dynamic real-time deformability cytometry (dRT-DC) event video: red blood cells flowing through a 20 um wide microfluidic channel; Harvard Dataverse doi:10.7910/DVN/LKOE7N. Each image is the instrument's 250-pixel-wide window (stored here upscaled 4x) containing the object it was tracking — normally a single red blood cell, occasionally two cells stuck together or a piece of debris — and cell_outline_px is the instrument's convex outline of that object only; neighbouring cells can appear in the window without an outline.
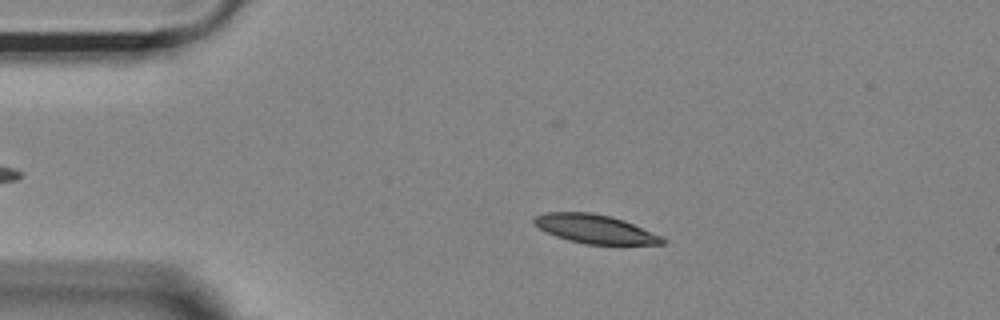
{"species": "Egyptian fruit bat (a non-hibernating species)", "species_latin": "Rousettus aegyptiacus", "temperature_condition": "room temperature", "stored_images_in_passage": 53, "camera_frame_rate_fps": 3000, "um_per_image_px": 0.085, "animal": {"sex": "female"}, "frame": {"image": 1, "passage_image": 10, "time_ms": 3.0, "image_size_px": [1000, 320], "cell_outline_px": [[668, 240], [664, 244], [588, 244], [568, 240], [556, 236], [532, 224], [532, 220], [536, 216], [544, 212], [592, 212], [612, 216], [624, 220], [664, 236]], "centroid_in_image_um": [50.62, 19.45], "position_along_channel_um": 34.4, "area_um2": 21.68}}
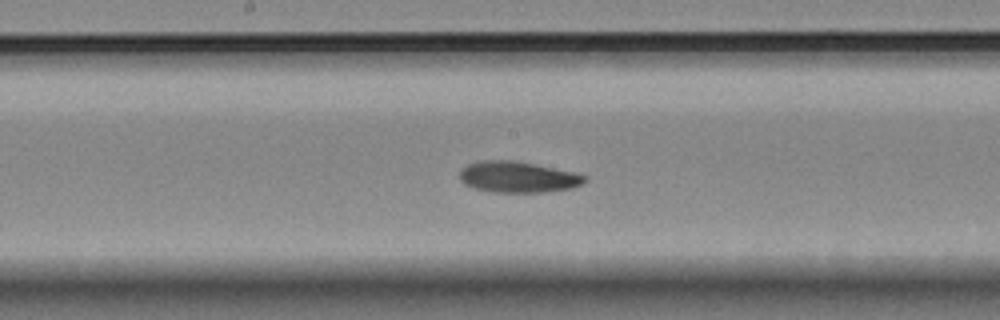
{"frame": {"image": 2, "passage_image": 27, "time_ms": 8.667, "image_size_px": [1000, 320], "cell_outline_px": [[588, 180], [572, 188], [544, 192], [492, 192], [472, 188], [464, 184], [460, 180], [460, 168], [468, 164], [480, 160], [512, 160], [536, 164], [576, 172], [588, 176]], "centroid_in_image_um": [44.01, 15.04], "position_along_channel_um": 204.2, "area_um2": 22.95}}
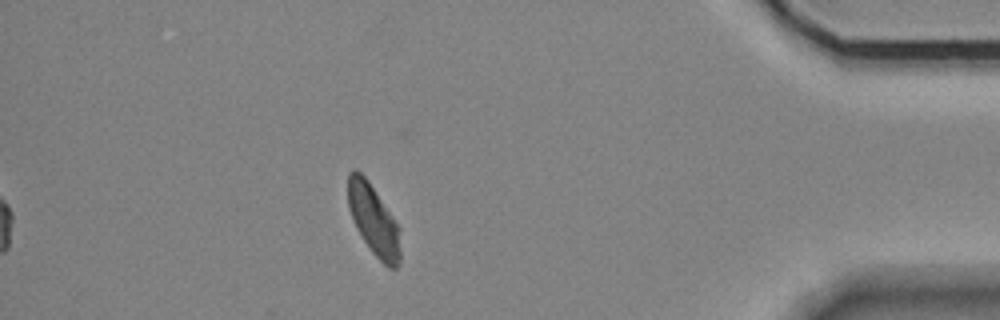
{"frame": {"image": 3, "passage_image": 47, "time_ms": 15.333, "image_size_px": [1000, 320], "cell_outline_px": [[400, 264], [396, 268], [388, 268], [372, 252], [356, 228], [348, 208], [348, 172], [352, 168], [356, 168], [368, 180], [400, 228]], "centroid_in_image_um": [31.75, 18.69], "position_along_channel_um": 403.5, "area_um2": 21.56}, "authors_computed_cell_mechanics": {"area_um2": 22.1952, "velocity_mm_per_s": 3.6491, "shape_relaxation_time_tau1_ms": 6.4629, "shape_relaxation_time_tau2_ms": 3.1627, "deformation_change_tau1": 0.1437, "deformation_change_tau2": 0.0748}}